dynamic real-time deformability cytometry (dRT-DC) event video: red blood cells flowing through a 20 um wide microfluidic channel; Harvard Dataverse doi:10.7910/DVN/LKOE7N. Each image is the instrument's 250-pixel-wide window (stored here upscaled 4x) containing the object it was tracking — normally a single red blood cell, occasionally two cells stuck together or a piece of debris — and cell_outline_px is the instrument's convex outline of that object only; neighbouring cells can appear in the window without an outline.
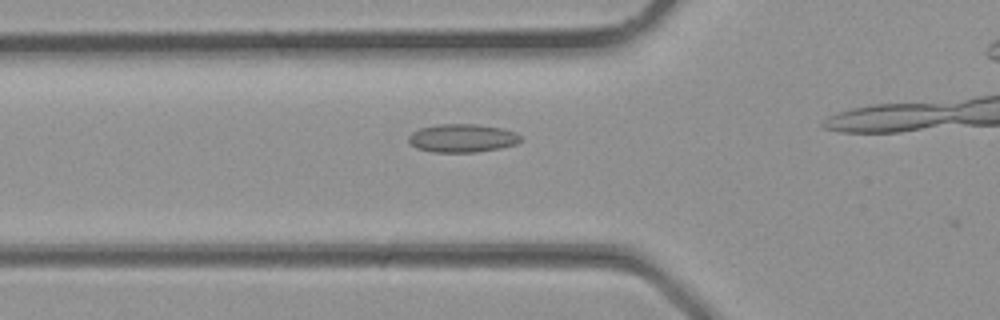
{"species": "common noctule bat (a hibernating species)", "species_latin": "Nyctalus noctula", "temperature_condition": "room temperature", "stored_images_in_passage": 5, "camera_frame_rate_fps": 3000, "um_per_image_px": 0.085, "animal": {"sex": "male", "body_mass_g": 23.1, "forearm_length_mm": 52.7}, "frame": {"image": 1, "passage_image": 2, "time_ms": 0.333, "image_size_px": [1000, 320], "cell_outline_px": [[520, 140], [516, 144], [500, 148], [476, 152], [432, 152], [416, 148], [408, 140], [408, 136], [412, 132], [420, 128], [436, 124], [476, 124], [500, 128], [516, 132], [520, 136]], "centroid_in_image_um": [39.27, 11.74], "position_along_channel_um": 86.5, "area_um2": 18.44}}
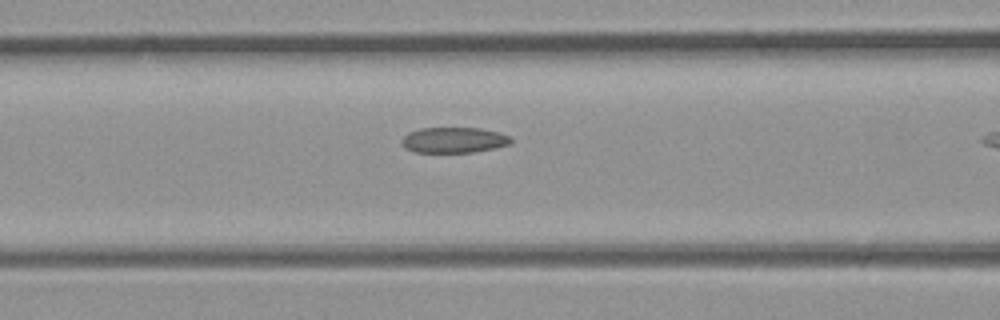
{"frame": {"image": 2, "passage_image": 4, "time_ms": 1.0, "image_size_px": [1000, 320], "cell_outline_px": [[512, 144], [472, 152], [412, 152], [404, 148], [400, 140], [408, 132], [420, 128], [480, 128], [500, 132], [512, 136]], "centroid_in_image_um": [38.57, 11.9], "position_along_channel_um": 128.0, "area_um2": 16.47}}